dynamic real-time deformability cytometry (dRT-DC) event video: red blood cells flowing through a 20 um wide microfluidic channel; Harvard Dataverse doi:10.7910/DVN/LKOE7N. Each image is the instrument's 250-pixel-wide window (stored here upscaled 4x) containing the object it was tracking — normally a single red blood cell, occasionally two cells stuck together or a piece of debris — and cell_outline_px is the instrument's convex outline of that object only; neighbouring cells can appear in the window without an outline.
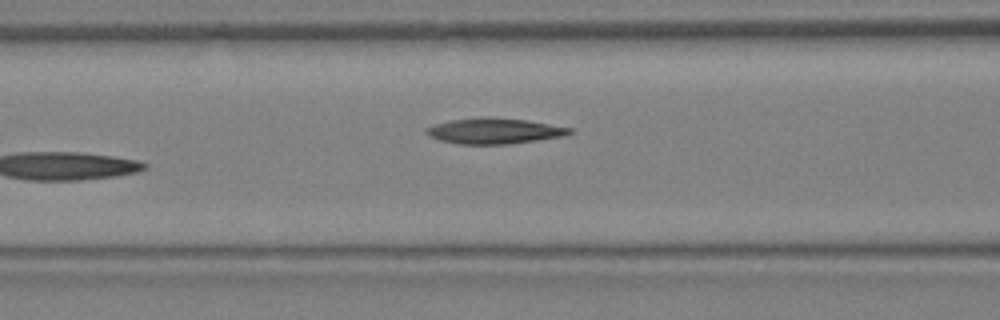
{"species": "Egyptian fruit bat (a non-hibernating species)", "species_latin": "Rousettus aegyptiacus", "temperature_condition": "warm", "stored_images_in_passage": 14, "camera_frame_rate_fps": 3000, "um_per_image_px": 0.085, "animal": {"sex": "female"}, "frame": {"image": 1, "passage_image": 14, "time_ms": 4.333, "image_size_px": [1000, 320], "cell_outline_px": [[576, 132], [564, 136], [508, 144], [456, 144], [440, 140], [428, 136], [424, 132], [424, 128], [436, 124], [452, 120], [524, 120], [572, 128]], "centroid_in_image_um": [42.02, 11.19], "position_along_channel_um": 124.6, "area_um2": 20.4}}